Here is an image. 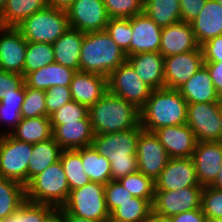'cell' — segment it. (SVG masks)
Wrapping results in <instances>:
<instances>
[{"mask_svg":"<svg viewBox=\"0 0 222 222\" xmlns=\"http://www.w3.org/2000/svg\"><path fill=\"white\" fill-rule=\"evenodd\" d=\"M141 125L117 133L94 135L93 147L107 157L111 164L112 180H119L138 171L137 140Z\"/></svg>","mask_w":222,"mask_h":222,"instance_id":"cell-1","label":"cell"},{"mask_svg":"<svg viewBox=\"0 0 222 222\" xmlns=\"http://www.w3.org/2000/svg\"><path fill=\"white\" fill-rule=\"evenodd\" d=\"M188 103L176 89L161 88L152 91L140 109L141 128L155 132L166 126L186 124Z\"/></svg>","mask_w":222,"mask_h":222,"instance_id":"cell-2","label":"cell"},{"mask_svg":"<svg viewBox=\"0 0 222 222\" xmlns=\"http://www.w3.org/2000/svg\"><path fill=\"white\" fill-rule=\"evenodd\" d=\"M95 135L117 133L140 124V109L107 91L88 108Z\"/></svg>","mask_w":222,"mask_h":222,"instance_id":"cell-3","label":"cell"},{"mask_svg":"<svg viewBox=\"0 0 222 222\" xmlns=\"http://www.w3.org/2000/svg\"><path fill=\"white\" fill-rule=\"evenodd\" d=\"M126 60L125 52L112 40L106 30L84 34L80 51V71L108 77Z\"/></svg>","mask_w":222,"mask_h":222,"instance_id":"cell-4","label":"cell"},{"mask_svg":"<svg viewBox=\"0 0 222 222\" xmlns=\"http://www.w3.org/2000/svg\"><path fill=\"white\" fill-rule=\"evenodd\" d=\"M26 200L61 208L67 201L70 188L59 161L35 176L26 186Z\"/></svg>","mask_w":222,"mask_h":222,"instance_id":"cell-5","label":"cell"},{"mask_svg":"<svg viewBox=\"0 0 222 222\" xmlns=\"http://www.w3.org/2000/svg\"><path fill=\"white\" fill-rule=\"evenodd\" d=\"M70 27L66 10L46 6L24 19L16 28L31 42L53 44Z\"/></svg>","mask_w":222,"mask_h":222,"instance_id":"cell-6","label":"cell"},{"mask_svg":"<svg viewBox=\"0 0 222 222\" xmlns=\"http://www.w3.org/2000/svg\"><path fill=\"white\" fill-rule=\"evenodd\" d=\"M105 185L89 182L83 187L70 190L66 203L61 207L65 212L91 221L109 222L104 196Z\"/></svg>","mask_w":222,"mask_h":222,"instance_id":"cell-7","label":"cell"},{"mask_svg":"<svg viewBox=\"0 0 222 222\" xmlns=\"http://www.w3.org/2000/svg\"><path fill=\"white\" fill-rule=\"evenodd\" d=\"M33 144L17 140L9 133L0 135V176L26 186Z\"/></svg>","mask_w":222,"mask_h":222,"instance_id":"cell-8","label":"cell"},{"mask_svg":"<svg viewBox=\"0 0 222 222\" xmlns=\"http://www.w3.org/2000/svg\"><path fill=\"white\" fill-rule=\"evenodd\" d=\"M108 91L141 109L153 89L138 77L134 68L126 61L107 77Z\"/></svg>","mask_w":222,"mask_h":222,"instance_id":"cell-9","label":"cell"},{"mask_svg":"<svg viewBox=\"0 0 222 222\" xmlns=\"http://www.w3.org/2000/svg\"><path fill=\"white\" fill-rule=\"evenodd\" d=\"M222 102L188 103L186 124L197 141H219Z\"/></svg>","mask_w":222,"mask_h":222,"instance_id":"cell-10","label":"cell"},{"mask_svg":"<svg viewBox=\"0 0 222 222\" xmlns=\"http://www.w3.org/2000/svg\"><path fill=\"white\" fill-rule=\"evenodd\" d=\"M138 171L154 181L167 165L170 157L155 132L142 129L137 140Z\"/></svg>","mask_w":222,"mask_h":222,"instance_id":"cell-11","label":"cell"},{"mask_svg":"<svg viewBox=\"0 0 222 222\" xmlns=\"http://www.w3.org/2000/svg\"><path fill=\"white\" fill-rule=\"evenodd\" d=\"M66 11L70 27L84 33L104 31L110 19L104 0H74Z\"/></svg>","mask_w":222,"mask_h":222,"instance_id":"cell-12","label":"cell"},{"mask_svg":"<svg viewBox=\"0 0 222 222\" xmlns=\"http://www.w3.org/2000/svg\"><path fill=\"white\" fill-rule=\"evenodd\" d=\"M204 187H187L174 191H155L152 210L160 215H173L201 208Z\"/></svg>","mask_w":222,"mask_h":222,"instance_id":"cell-13","label":"cell"},{"mask_svg":"<svg viewBox=\"0 0 222 222\" xmlns=\"http://www.w3.org/2000/svg\"><path fill=\"white\" fill-rule=\"evenodd\" d=\"M204 65L201 48L164 57L165 88L178 89Z\"/></svg>","mask_w":222,"mask_h":222,"instance_id":"cell-14","label":"cell"},{"mask_svg":"<svg viewBox=\"0 0 222 222\" xmlns=\"http://www.w3.org/2000/svg\"><path fill=\"white\" fill-rule=\"evenodd\" d=\"M187 187H202L192 158H170L155 180V191H174Z\"/></svg>","mask_w":222,"mask_h":222,"instance_id":"cell-15","label":"cell"},{"mask_svg":"<svg viewBox=\"0 0 222 222\" xmlns=\"http://www.w3.org/2000/svg\"><path fill=\"white\" fill-rule=\"evenodd\" d=\"M191 158L200 186H211L222 165V142L197 141Z\"/></svg>","mask_w":222,"mask_h":222,"instance_id":"cell-16","label":"cell"},{"mask_svg":"<svg viewBox=\"0 0 222 222\" xmlns=\"http://www.w3.org/2000/svg\"><path fill=\"white\" fill-rule=\"evenodd\" d=\"M27 40L16 27L0 26V70L23 73Z\"/></svg>","mask_w":222,"mask_h":222,"instance_id":"cell-17","label":"cell"},{"mask_svg":"<svg viewBox=\"0 0 222 222\" xmlns=\"http://www.w3.org/2000/svg\"><path fill=\"white\" fill-rule=\"evenodd\" d=\"M132 37L130 55L159 52L162 28L144 12L130 18Z\"/></svg>","mask_w":222,"mask_h":222,"instance_id":"cell-18","label":"cell"},{"mask_svg":"<svg viewBox=\"0 0 222 222\" xmlns=\"http://www.w3.org/2000/svg\"><path fill=\"white\" fill-rule=\"evenodd\" d=\"M155 134L170 158L192 157L197 139L187 124L162 127Z\"/></svg>","mask_w":222,"mask_h":222,"instance_id":"cell-19","label":"cell"},{"mask_svg":"<svg viewBox=\"0 0 222 222\" xmlns=\"http://www.w3.org/2000/svg\"><path fill=\"white\" fill-rule=\"evenodd\" d=\"M72 100L86 105L95 104L107 91V77L90 72L76 71L70 84Z\"/></svg>","mask_w":222,"mask_h":222,"instance_id":"cell-20","label":"cell"},{"mask_svg":"<svg viewBox=\"0 0 222 222\" xmlns=\"http://www.w3.org/2000/svg\"><path fill=\"white\" fill-rule=\"evenodd\" d=\"M53 138L63 150H77L93 143L94 131L89 115L77 122L51 125Z\"/></svg>","mask_w":222,"mask_h":222,"instance_id":"cell-21","label":"cell"},{"mask_svg":"<svg viewBox=\"0 0 222 222\" xmlns=\"http://www.w3.org/2000/svg\"><path fill=\"white\" fill-rule=\"evenodd\" d=\"M199 47L190 23L179 21L162 28L159 52L164 57L190 52Z\"/></svg>","mask_w":222,"mask_h":222,"instance_id":"cell-22","label":"cell"},{"mask_svg":"<svg viewBox=\"0 0 222 222\" xmlns=\"http://www.w3.org/2000/svg\"><path fill=\"white\" fill-rule=\"evenodd\" d=\"M138 77L153 90L165 88L164 56L160 52H145L127 56L126 60Z\"/></svg>","mask_w":222,"mask_h":222,"instance_id":"cell-23","label":"cell"},{"mask_svg":"<svg viewBox=\"0 0 222 222\" xmlns=\"http://www.w3.org/2000/svg\"><path fill=\"white\" fill-rule=\"evenodd\" d=\"M199 45L222 35V6L217 0H206L199 15L189 22Z\"/></svg>","mask_w":222,"mask_h":222,"instance_id":"cell-24","label":"cell"},{"mask_svg":"<svg viewBox=\"0 0 222 222\" xmlns=\"http://www.w3.org/2000/svg\"><path fill=\"white\" fill-rule=\"evenodd\" d=\"M177 90L187 103L222 102L210 73L204 65Z\"/></svg>","mask_w":222,"mask_h":222,"instance_id":"cell-25","label":"cell"},{"mask_svg":"<svg viewBox=\"0 0 222 222\" xmlns=\"http://www.w3.org/2000/svg\"><path fill=\"white\" fill-rule=\"evenodd\" d=\"M84 32L69 27L52 45L55 63L80 71V51Z\"/></svg>","mask_w":222,"mask_h":222,"instance_id":"cell-26","label":"cell"},{"mask_svg":"<svg viewBox=\"0 0 222 222\" xmlns=\"http://www.w3.org/2000/svg\"><path fill=\"white\" fill-rule=\"evenodd\" d=\"M76 71L57 63L46 65L24 77V84L33 89L46 91L52 86H70Z\"/></svg>","mask_w":222,"mask_h":222,"instance_id":"cell-27","label":"cell"},{"mask_svg":"<svg viewBox=\"0 0 222 222\" xmlns=\"http://www.w3.org/2000/svg\"><path fill=\"white\" fill-rule=\"evenodd\" d=\"M9 134L17 140L32 144L49 140L53 137L50 117L22 118Z\"/></svg>","mask_w":222,"mask_h":222,"instance_id":"cell-28","label":"cell"},{"mask_svg":"<svg viewBox=\"0 0 222 222\" xmlns=\"http://www.w3.org/2000/svg\"><path fill=\"white\" fill-rule=\"evenodd\" d=\"M62 150L53 137L33 144L32 155L28 163V183L50 165L59 161Z\"/></svg>","mask_w":222,"mask_h":222,"instance_id":"cell-29","label":"cell"},{"mask_svg":"<svg viewBox=\"0 0 222 222\" xmlns=\"http://www.w3.org/2000/svg\"><path fill=\"white\" fill-rule=\"evenodd\" d=\"M47 0H7L0 14V26L16 27L24 19L44 9Z\"/></svg>","mask_w":222,"mask_h":222,"instance_id":"cell-30","label":"cell"},{"mask_svg":"<svg viewBox=\"0 0 222 222\" xmlns=\"http://www.w3.org/2000/svg\"><path fill=\"white\" fill-rule=\"evenodd\" d=\"M84 172L91 182L106 185L112 180L111 164L107 157L98 153L93 145L81 148Z\"/></svg>","mask_w":222,"mask_h":222,"instance_id":"cell-31","label":"cell"},{"mask_svg":"<svg viewBox=\"0 0 222 222\" xmlns=\"http://www.w3.org/2000/svg\"><path fill=\"white\" fill-rule=\"evenodd\" d=\"M181 7L179 0H144L143 12L159 27L181 21Z\"/></svg>","mask_w":222,"mask_h":222,"instance_id":"cell-32","label":"cell"},{"mask_svg":"<svg viewBox=\"0 0 222 222\" xmlns=\"http://www.w3.org/2000/svg\"><path fill=\"white\" fill-rule=\"evenodd\" d=\"M25 200L24 185L0 176V222L16 211Z\"/></svg>","mask_w":222,"mask_h":222,"instance_id":"cell-33","label":"cell"},{"mask_svg":"<svg viewBox=\"0 0 222 222\" xmlns=\"http://www.w3.org/2000/svg\"><path fill=\"white\" fill-rule=\"evenodd\" d=\"M59 160L66 174L70 190L83 187L91 182L90 178L84 172L81 148L77 150H62Z\"/></svg>","mask_w":222,"mask_h":222,"instance_id":"cell-34","label":"cell"},{"mask_svg":"<svg viewBox=\"0 0 222 222\" xmlns=\"http://www.w3.org/2000/svg\"><path fill=\"white\" fill-rule=\"evenodd\" d=\"M151 211L152 204L148 200L133 197L110 214L109 222H145Z\"/></svg>","mask_w":222,"mask_h":222,"instance_id":"cell-35","label":"cell"},{"mask_svg":"<svg viewBox=\"0 0 222 222\" xmlns=\"http://www.w3.org/2000/svg\"><path fill=\"white\" fill-rule=\"evenodd\" d=\"M55 63L53 45L43 42L27 41V50L22 75L36 71L46 65Z\"/></svg>","mask_w":222,"mask_h":222,"instance_id":"cell-36","label":"cell"},{"mask_svg":"<svg viewBox=\"0 0 222 222\" xmlns=\"http://www.w3.org/2000/svg\"><path fill=\"white\" fill-rule=\"evenodd\" d=\"M55 209L51 205L25 200L16 211L2 222H44Z\"/></svg>","mask_w":222,"mask_h":222,"instance_id":"cell-37","label":"cell"},{"mask_svg":"<svg viewBox=\"0 0 222 222\" xmlns=\"http://www.w3.org/2000/svg\"><path fill=\"white\" fill-rule=\"evenodd\" d=\"M121 185L133 195L153 203L155 194V181L137 171L118 180Z\"/></svg>","mask_w":222,"mask_h":222,"instance_id":"cell-38","label":"cell"},{"mask_svg":"<svg viewBox=\"0 0 222 222\" xmlns=\"http://www.w3.org/2000/svg\"><path fill=\"white\" fill-rule=\"evenodd\" d=\"M112 40L130 56V42L132 37V27L130 18H110L105 29Z\"/></svg>","mask_w":222,"mask_h":222,"instance_id":"cell-39","label":"cell"},{"mask_svg":"<svg viewBox=\"0 0 222 222\" xmlns=\"http://www.w3.org/2000/svg\"><path fill=\"white\" fill-rule=\"evenodd\" d=\"M20 112L21 118L47 116L45 91L25 86V96Z\"/></svg>","mask_w":222,"mask_h":222,"instance_id":"cell-40","label":"cell"},{"mask_svg":"<svg viewBox=\"0 0 222 222\" xmlns=\"http://www.w3.org/2000/svg\"><path fill=\"white\" fill-rule=\"evenodd\" d=\"M144 0H104L110 18H131L143 13Z\"/></svg>","mask_w":222,"mask_h":222,"instance_id":"cell-41","label":"cell"},{"mask_svg":"<svg viewBox=\"0 0 222 222\" xmlns=\"http://www.w3.org/2000/svg\"><path fill=\"white\" fill-rule=\"evenodd\" d=\"M88 116V107L71 100L50 116L51 125H62L65 122H77Z\"/></svg>","mask_w":222,"mask_h":222,"instance_id":"cell-42","label":"cell"},{"mask_svg":"<svg viewBox=\"0 0 222 222\" xmlns=\"http://www.w3.org/2000/svg\"><path fill=\"white\" fill-rule=\"evenodd\" d=\"M105 203L109 214L118 206L133 198V195L125 189L118 180L109 181L104 188Z\"/></svg>","mask_w":222,"mask_h":222,"instance_id":"cell-43","label":"cell"},{"mask_svg":"<svg viewBox=\"0 0 222 222\" xmlns=\"http://www.w3.org/2000/svg\"><path fill=\"white\" fill-rule=\"evenodd\" d=\"M201 208L206 217L222 218V191L205 186L202 191Z\"/></svg>","mask_w":222,"mask_h":222,"instance_id":"cell-44","label":"cell"},{"mask_svg":"<svg viewBox=\"0 0 222 222\" xmlns=\"http://www.w3.org/2000/svg\"><path fill=\"white\" fill-rule=\"evenodd\" d=\"M72 100L70 86H52L45 91L47 117Z\"/></svg>","mask_w":222,"mask_h":222,"instance_id":"cell-45","label":"cell"},{"mask_svg":"<svg viewBox=\"0 0 222 222\" xmlns=\"http://www.w3.org/2000/svg\"><path fill=\"white\" fill-rule=\"evenodd\" d=\"M23 83V75L0 70V100L16 91Z\"/></svg>","mask_w":222,"mask_h":222,"instance_id":"cell-46","label":"cell"},{"mask_svg":"<svg viewBox=\"0 0 222 222\" xmlns=\"http://www.w3.org/2000/svg\"><path fill=\"white\" fill-rule=\"evenodd\" d=\"M204 62L222 61V35L211 38L200 45Z\"/></svg>","mask_w":222,"mask_h":222,"instance_id":"cell-47","label":"cell"},{"mask_svg":"<svg viewBox=\"0 0 222 222\" xmlns=\"http://www.w3.org/2000/svg\"><path fill=\"white\" fill-rule=\"evenodd\" d=\"M181 7V21L191 22L204 7L206 0H179Z\"/></svg>","mask_w":222,"mask_h":222,"instance_id":"cell-48","label":"cell"},{"mask_svg":"<svg viewBox=\"0 0 222 222\" xmlns=\"http://www.w3.org/2000/svg\"><path fill=\"white\" fill-rule=\"evenodd\" d=\"M21 107H11L6 106L0 103V122L8 125L10 130H6V132L2 134L10 133L21 121Z\"/></svg>","mask_w":222,"mask_h":222,"instance_id":"cell-49","label":"cell"},{"mask_svg":"<svg viewBox=\"0 0 222 222\" xmlns=\"http://www.w3.org/2000/svg\"><path fill=\"white\" fill-rule=\"evenodd\" d=\"M204 66L208 69L213 85L222 98V61L204 62Z\"/></svg>","mask_w":222,"mask_h":222,"instance_id":"cell-50","label":"cell"},{"mask_svg":"<svg viewBox=\"0 0 222 222\" xmlns=\"http://www.w3.org/2000/svg\"><path fill=\"white\" fill-rule=\"evenodd\" d=\"M171 222H204L205 215L202 208L182 212L170 217Z\"/></svg>","mask_w":222,"mask_h":222,"instance_id":"cell-51","label":"cell"},{"mask_svg":"<svg viewBox=\"0 0 222 222\" xmlns=\"http://www.w3.org/2000/svg\"><path fill=\"white\" fill-rule=\"evenodd\" d=\"M25 96V84L23 83L16 91L3 96L0 103L11 107H22Z\"/></svg>","mask_w":222,"mask_h":222,"instance_id":"cell-52","label":"cell"},{"mask_svg":"<svg viewBox=\"0 0 222 222\" xmlns=\"http://www.w3.org/2000/svg\"><path fill=\"white\" fill-rule=\"evenodd\" d=\"M74 0H47V5L56 9L67 10Z\"/></svg>","mask_w":222,"mask_h":222,"instance_id":"cell-53","label":"cell"},{"mask_svg":"<svg viewBox=\"0 0 222 222\" xmlns=\"http://www.w3.org/2000/svg\"><path fill=\"white\" fill-rule=\"evenodd\" d=\"M44 222H66V218L59 209H55Z\"/></svg>","mask_w":222,"mask_h":222,"instance_id":"cell-54","label":"cell"},{"mask_svg":"<svg viewBox=\"0 0 222 222\" xmlns=\"http://www.w3.org/2000/svg\"><path fill=\"white\" fill-rule=\"evenodd\" d=\"M145 222H171V220L170 217L160 215L152 210Z\"/></svg>","mask_w":222,"mask_h":222,"instance_id":"cell-55","label":"cell"},{"mask_svg":"<svg viewBox=\"0 0 222 222\" xmlns=\"http://www.w3.org/2000/svg\"><path fill=\"white\" fill-rule=\"evenodd\" d=\"M66 218V222H97V221H91L86 218L77 217L74 215H70L68 212H65L62 208H58Z\"/></svg>","mask_w":222,"mask_h":222,"instance_id":"cell-56","label":"cell"},{"mask_svg":"<svg viewBox=\"0 0 222 222\" xmlns=\"http://www.w3.org/2000/svg\"><path fill=\"white\" fill-rule=\"evenodd\" d=\"M211 187L222 191V165L219 170L218 176H217L216 180L214 181V183L211 185Z\"/></svg>","mask_w":222,"mask_h":222,"instance_id":"cell-57","label":"cell"},{"mask_svg":"<svg viewBox=\"0 0 222 222\" xmlns=\"http://www.w3.org/2000/svg\"><path fill=\"white\" fill-rule=\"evenodd\" d=\"M204 222H222V218H212L205 216Z\"/></svg>","mask_w":222,"mask_h":222,"instance_id":"cell-58","label":"cell"},{"mask_svg":"<svg viewBox=\"0 0 222 222\" xmlns=\"http://www.w3.org/2000/svg\"><path fill=\"white\" fill-rule=\"evenodd\" d=\"M220 125H221V131H220L219 141L222 142V106H221V111H220Z\"/></svg>","mask_w":222,"mask_h":222,"instance_id":"cell-59","label":"cell"},{"mask_svg":"<svg viewBox=\"0 0 222 222\" xmlns=\"http://www.w3.org/2000/svg\"><path fill=\"white\" fill-rule=\"evenodd\" d=\"M6 1H7V0H0V14H1L2 10H3L4 7H5Z\"/></svg>","mask_w":222,"mask_h":222,"instance_id":"cell-60","label":"cell"},{"mask_svg":"<svg viewBox=\"0 0 222 222\" xmlns=\"http://www.w3.org/2000/svg\"><path fill=\"white\" fill-rule=\"evenodd\" d=\"M217 2H218V3H220V4H221V6H222V0H217Z\"/></svg>","mask_w":222,"mask_h":222,"instance_id":"cell-61","label":"cell"}]
</instances>
